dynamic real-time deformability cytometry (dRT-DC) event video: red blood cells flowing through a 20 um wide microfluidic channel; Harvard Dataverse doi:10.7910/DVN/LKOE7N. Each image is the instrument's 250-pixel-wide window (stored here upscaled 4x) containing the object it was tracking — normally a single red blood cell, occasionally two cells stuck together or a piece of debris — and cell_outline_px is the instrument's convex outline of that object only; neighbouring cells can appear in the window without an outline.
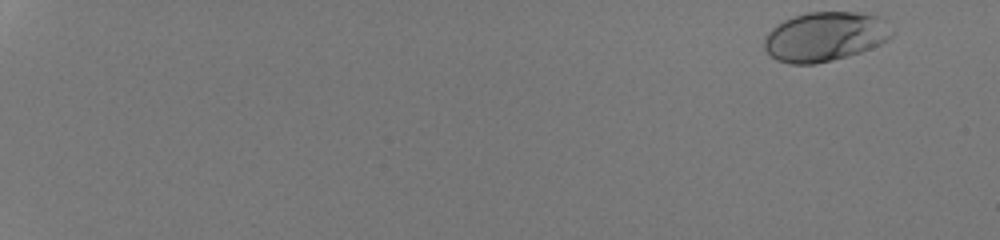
{"species": "human", "species_latin": "Homo sapiens", "temperature_condition": "room temperature", "stored_images_in_passage": 50, "camera_frame_rate_fps": 3000, "um_per_image_px": 0.085, "donor": {"sex": "male"}, "frame": {"image": 1, "passage_image": 1, "time_ms": 0.0, "image_size_px": [1000, 240], "cell_outline_px": [[896, 32], [888, 40], [880, 44], [860, 52], [832, 60], [816, 64], [792, 64], [776, 60], [764, 48], [764, 36], [776, 24], [792, 16], [808, 12], [860, 12], [880, 16]], "centroid_in_image_um": [70.14, 3.1], "position_along_channel_um": 14.9, "area_um2": 37.05}}
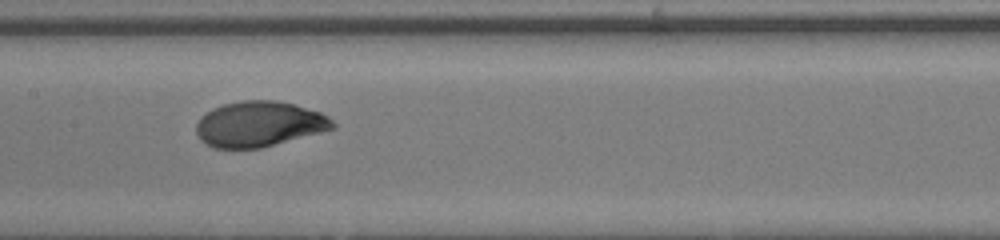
{"frame": {"image": 2, "passage_image": 29, "time_ms": 9.333, "image_size_px": [1000, 240], "cell_outline_px": [[336, 128], [260, 148], [212, 148], [200, 140], [196, 132], [196, 124], [200, 116], [212, 108], [224, 104], [244, 100], [276, 100], [296, 104], [320, 112], [328, 116], [336, 124]], "centroid_in_image_um": [22.02, 10.54], "position_along_channel_um": 185.4, "area_um2": 36.3}}
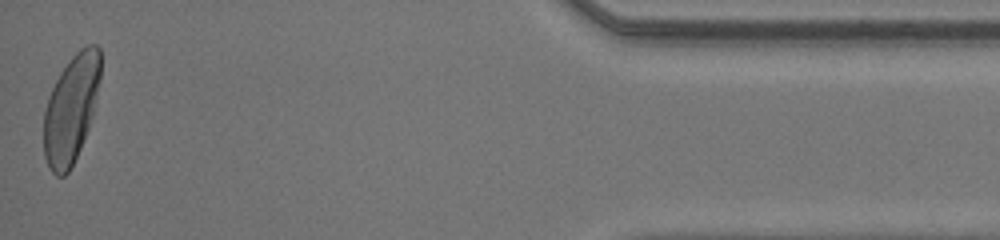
{"frame": {"image": 3, "passage_image": 50, "time_ms": 16.333, "image_size_px": [1000, 240], "cell_outline_px": [[100, 80], [92, 116], [88, 128], [80, 148], [68, 172], [64, 176], [56, 176], [48, 168], [44, 156], [44, 112], [48, 96], [60, 72], [68, 60], [80, 48], [88, 44], [96, 44], [100, 48]], "centroid_in_image_um": [6.03, 9.23], "position_along_channel_um": 429.2, "area_um2": 35.55}, "authors_computed_cell_mechanics": {"area_um2": 35.6626, "velocity_mm_per_s": 4.3003, "shape_relaxation_time_tau1_ms": 1.9586, "shape_relaxation_time_tau2_ms": null, "deformation_change_tau1": 0.157, "deformation_change_tau2": null}}